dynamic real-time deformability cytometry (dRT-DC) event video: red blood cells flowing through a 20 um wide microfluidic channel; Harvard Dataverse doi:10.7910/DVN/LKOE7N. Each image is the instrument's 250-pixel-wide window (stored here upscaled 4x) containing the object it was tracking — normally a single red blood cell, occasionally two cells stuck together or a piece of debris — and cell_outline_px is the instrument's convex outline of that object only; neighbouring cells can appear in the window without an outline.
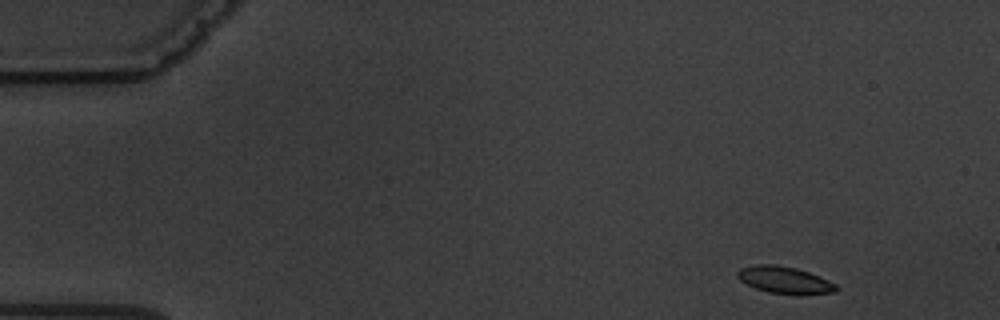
{"species": "common noctule bat (a hibernating species)", "species_latin": "Nyctalus noctula", "temperature_condition": "warm", "stored_images_in_passage": 5, "camera_frame_rate_fps": 3000, "um_per_image_px": 0.085, "animal": {"sex": "male", "body_mass_g": 19.5, "forearm_length_mm": 54.6}, "frame": {"image": 1, "passage_image": 1, "time_ms": 0.0, "image_size_px": [1000, 320], "cell_outline_px": [[840, 288], [836, 292], [796, 296], [768, 292], [756, 288], [740, 280], [736, 276], [736, 272], [740, 268], [756, 264], [776, 264], [796, 268], [820, 276], [836, 284]], "centroid_in_image_um": [66.73, 23.82], "position_along_channel_um": 18.3, "area_um2": 15.9}}